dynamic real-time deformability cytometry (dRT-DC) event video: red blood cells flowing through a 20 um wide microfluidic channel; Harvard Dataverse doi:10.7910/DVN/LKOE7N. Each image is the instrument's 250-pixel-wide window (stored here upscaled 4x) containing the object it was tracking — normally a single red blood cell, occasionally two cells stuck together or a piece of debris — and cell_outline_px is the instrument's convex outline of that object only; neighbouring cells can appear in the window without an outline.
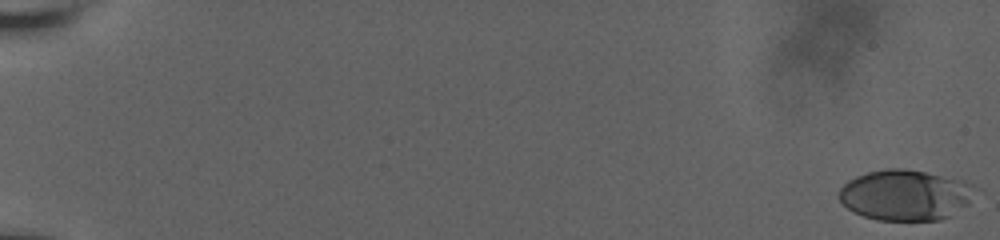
{"species": "human", "species_latin": "Homo sapiens", "temperature_condition": "room temperature", "stored_images_in_passage": 22, "camera_frame_rate_fps": 3000, "um_per_image_px": 0.085, "donor": {"sex": "male"}, "frame": {"image": 1, "passage_image": 1, "time_ms": 0.0, "image_size_px": [1000, 240], "cell_outline_px": [[984, 192], [968, 204], [948, 216], [940, 220], [876, 220], [864, 216], [848, 208], [840, 200], [840, 188], [848, 180], [856, 176], [868, 172], [884, 168], [904, 168], [964, 180], [980, 188]], "centroid_in_image_um": [77.06, 16.56], "position_along_channel_um": 7.9, "area_um2": 40.63}}
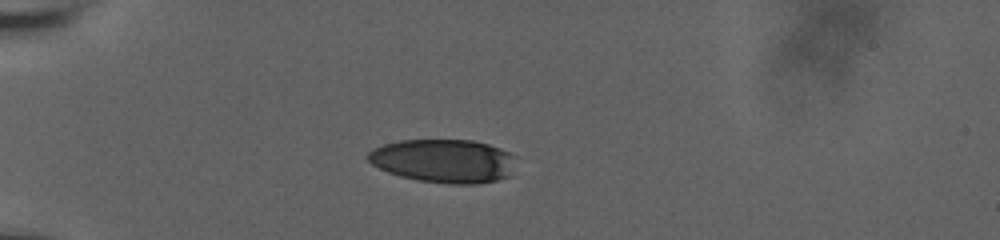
{"frame": {"image": 2, "passage_image": 16, "time_ms": 6.0, "image_size_px": [1000, 240], "cell_outline_px": [[516, 156], [512, 176], [480, 184], [448, 184], [420, 180], [400, 176], [388, 172], [372, 164], [368, 160], [368, 152], [384, 144], [400, 140], [472, 140], [488, 144], [500, 148]], "centroid_in_image_um": [37.77, 13.68], "position_along_channel_um": 47.2, "area_um2": 37.69}}
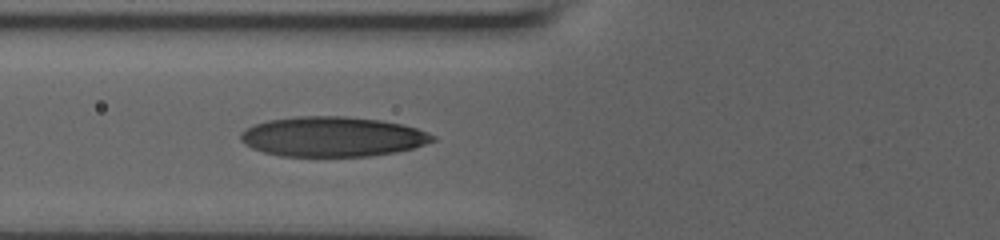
{"frame": {"image": 3, "passage_image": 22, "time_ms": 8.333, "image_size_px": [1000, 240], "cell_outline_px": [[436, 140], [412, 148], [396, 152], [368, 156], [280, 156], [264, 152], [252, 148], [244, 144], [240, 140], [240, 132], [252, 124], [268, 120], [296, 116], [348, 116], [380, 120], [400, 124], [416, 128], [428, 132], [436, 136]], "centroid_in_image_um": [28.23, 11.61], "position_along_channel_um": 97.6, "area_um2": 44.85}}